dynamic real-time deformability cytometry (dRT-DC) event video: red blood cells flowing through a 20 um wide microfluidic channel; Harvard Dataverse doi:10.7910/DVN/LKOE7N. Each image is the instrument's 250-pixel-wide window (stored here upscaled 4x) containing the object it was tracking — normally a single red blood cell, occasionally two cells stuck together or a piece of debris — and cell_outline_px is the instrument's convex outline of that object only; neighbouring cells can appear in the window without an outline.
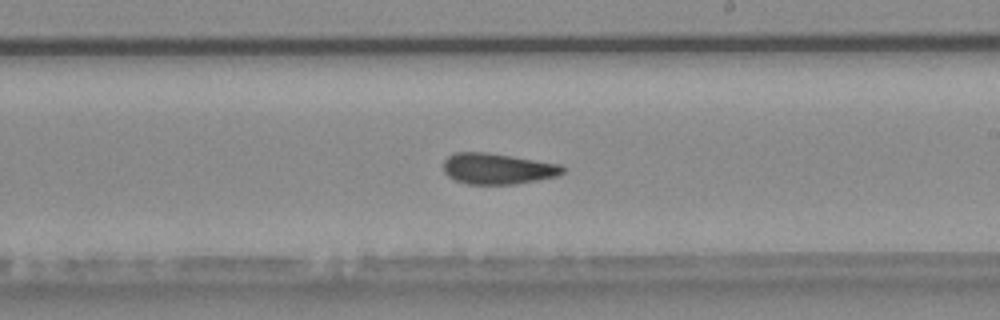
{"species": "common noctule bat (a hibernating species)", "species_latin": "Nyctalus noctula", "temperature_condition": "warm", "stored_images_in_passage": 39, "camera_frame_rate_fps": 3000, "um_per_image_px": 0.085, "animal": {"sex": "male", "body_mass_g": 20.4}, "frame": {"image": 1, "passage_image": 17, "time_ms": 5.333, "image_size_px": [1000, 320], "cell_outline_px": [[568, 168], [560, 176], [516, 184], [468, 184], [456, 180], [448, 176], [444, 172], [444, 160], [448, 156], [456, 152], [488, 152], [560, 164]], "centroid_in_image_um": [42.34, 14.34], "position_along_channel_um": 246.7, "area_um2": 21.68}, "authors_computed_cell_mechanics": {"area_um2": 21.7906, "velocity_mm_per_s": 3.9017, "shape_relaxation_time_tau1_ms": null, "shape_relaxation_time_tau2_ms": 3.2083, "deformation_change_tau1": null, "deformation_change_tau2": 0.0789}}